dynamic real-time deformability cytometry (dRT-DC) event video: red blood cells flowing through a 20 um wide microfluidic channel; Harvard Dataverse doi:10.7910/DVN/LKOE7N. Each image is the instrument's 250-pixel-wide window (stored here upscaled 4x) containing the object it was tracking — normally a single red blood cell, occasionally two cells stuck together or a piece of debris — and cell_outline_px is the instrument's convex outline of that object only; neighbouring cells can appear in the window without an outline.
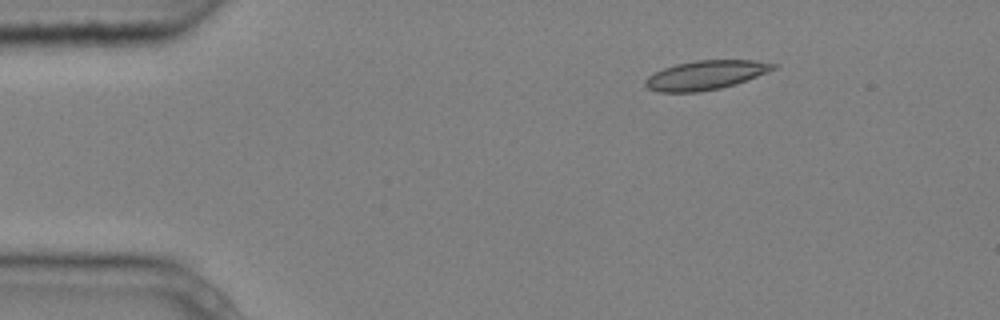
{"species": "common noctule bat (a hibernating species)", "species_latin": "Nyctalus noctula", "temperature_condition": "cold", "stored_images_in_passage": 6, "segment_of_instrument_passage": [2, 2], "camera_frame_rate_fps": 3000, "um_per_image_px": 0.085, "animal": {"sex": "male", "body_mass_g": 20.4}, "frame": {"image": 1, "passage_image": 6, "time_ms": 1.667, "image_size_px": [1000, 320], "cell_outline_px": [[780, 64], [776, 68], [768, 72], [736, 84], [720, 88], [700, 92], [656, 92], [648, 88], [644, 84], [644, 80], [648, 76], [664, 68], [676, 64], [696, 60], [752, 60]], "centroid_in_image_um": [59.99, 6.38], "position_along_channel_um": 25.0, "area_um2": 21.79}}